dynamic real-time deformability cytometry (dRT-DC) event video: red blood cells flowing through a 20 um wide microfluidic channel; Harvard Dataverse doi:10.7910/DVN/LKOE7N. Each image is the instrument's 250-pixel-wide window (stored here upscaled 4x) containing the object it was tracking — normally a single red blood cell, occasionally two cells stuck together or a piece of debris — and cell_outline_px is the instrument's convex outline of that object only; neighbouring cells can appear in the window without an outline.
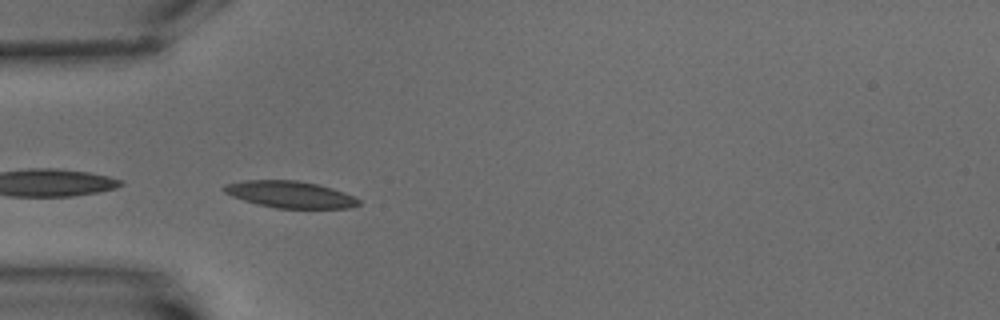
{"species": "common noctule bat (a hibernating species)", "species_latin": "Nyctalus noctula", "temperature_condition": "warm", "stored_images_in_passage": 6, "camera_frame_rate_fps": 3000, "um_per_image_px": 0.085, "animal": {"sex": "male", "body_mass_g": 15.6}, "frame": {"image": 1, "passage_image": 5, "time_ms": 4.667, "image_size_px": [1000, 320], "cell_outline_px": [[360, 204], [352, 208], [276, 208], [256, 204], [232, 196], [224, 192], [220, 188], [224, 184], [244, 180], [296, 180], [316, 184], [332, 188], [344, 192], [360, 200]], "centroid_in_image_um": [24.62, 16.52], "position_along_channel_um": 60.4, "area_um2": 21.04}}